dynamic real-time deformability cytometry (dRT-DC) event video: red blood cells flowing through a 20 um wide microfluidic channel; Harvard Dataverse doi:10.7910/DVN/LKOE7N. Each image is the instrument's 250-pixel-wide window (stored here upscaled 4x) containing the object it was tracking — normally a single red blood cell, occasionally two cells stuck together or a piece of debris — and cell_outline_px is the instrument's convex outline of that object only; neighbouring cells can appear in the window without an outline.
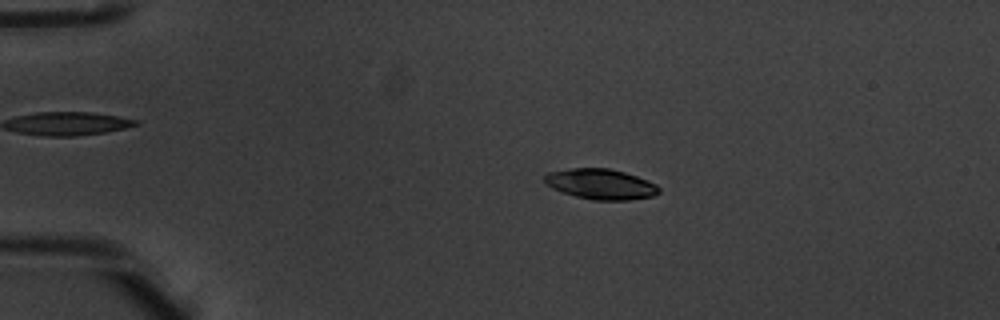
{"species": "common noctule bat (a hibernating species)", "species_latin": "Nyctalus noctula", "temperature_condition": "warm", "stored_images_in_passage": 42, "camera_frame_rate_fps": 3000, "um_per_image_px": 0.085, "animal": {"sex": "male", "body_mass_g": 20.1, "forearm_length_mm": 53.5}, "frame": {"image": 1, "passage_image": 9, "time_ms": 2.667, "image_size_px": [1000, 320], "cell_outline_px": [[660, 192], [652, 196], [628, 200], [592, 200], [576, 196], [552, 188], [544, 184], [544, 176], [548, 172], [568, 168], [608, 168], [624, 172], [648, 180], [656, 184], [660, 188]], "centroid_in_image_um": [51.05, 15.64], "position_along_channel_um": 34.0, "area_um2": 20.29}}
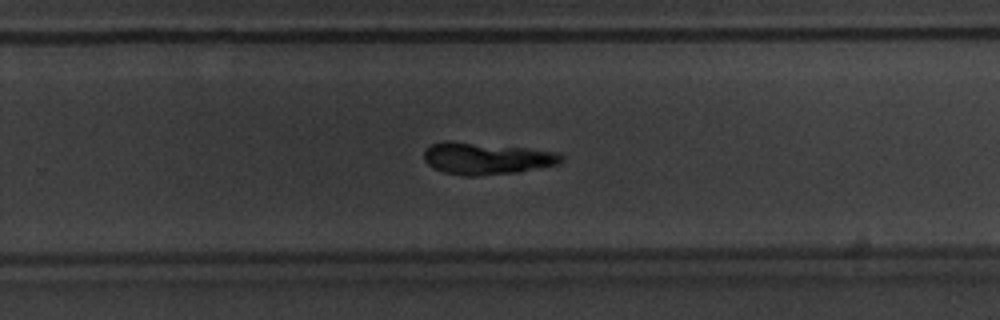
{"frame": {"image": 2, "passage_image": 33, "time_ms": 10.667, "image_size_px": [1000, 320], "cell_outline_px": [[564, 160], [556, 164], [516, 172], [476, 176], [468, 176], [444, 172], [432, 168], [424, 160], [424, 148], [432, 144], [444, 140], [448, 140], [524, 148], [556, 152], [564, 156]], "centroid_in_image_um": [41.28, 13.46], "position_along_channel_um": 288.5, "area_um2": 25.32}}
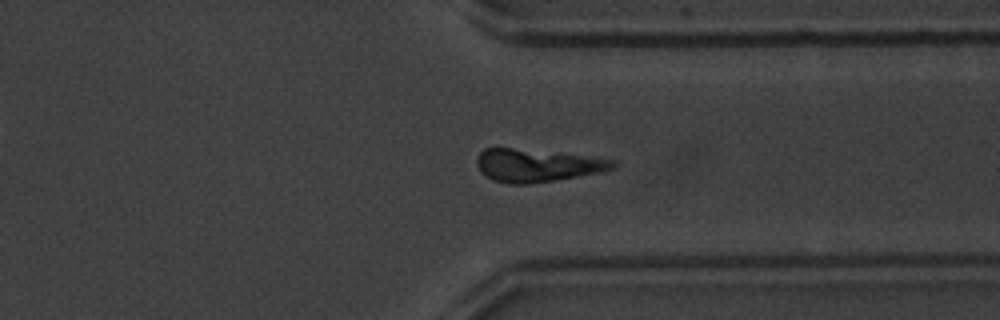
{"frame": {"image": 3, "passage_image": 39, "time_ms": 12.667, "image_size_px": [1000, 320], "cell_outline_px": [[620, 164], [616, 168], [600, 172], [528, 184], [508, 184], [492, 180], [484, 176], [480, 172], [476, 164], [476, 160], [480, 152], [484, 148], [512, 148], [616, 160]], "centroid_in_image_um": [45.6, 14.07], "position_along_channel_um": 365.8, "area_um2": 25.66}, "authors_computed_cell_mechanics": {"area_um2": 23.7558, "velocity_mm_per_s": 3.8589, "shape_relaxation_time_tau1_ms": 3.0011, "shape_relaxation_time_tau2_ms": null, "deformation_change_tau1": 0.0606, "deformation_change_tau2": null}}